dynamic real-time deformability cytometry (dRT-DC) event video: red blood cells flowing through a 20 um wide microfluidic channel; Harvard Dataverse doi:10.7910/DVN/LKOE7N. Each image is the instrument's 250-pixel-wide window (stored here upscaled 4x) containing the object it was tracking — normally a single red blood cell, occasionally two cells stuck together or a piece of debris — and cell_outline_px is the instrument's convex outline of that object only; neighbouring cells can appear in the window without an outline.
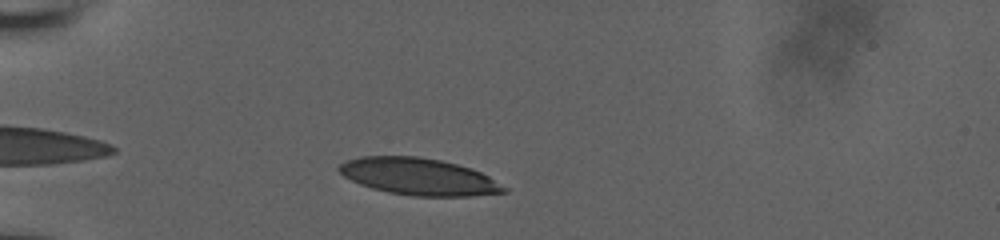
{"species": "human", "species_latin": "Homo sapiens", "temperature_condition": "room temperature", "stored_images_in_passage": 5, "camera_frame_rate_fps": 3000, "um_per_image_px": 0.085, "donor": {"sex": "male"}, "frame": {"image": 1, "passage_image": 2, "time_ms": 0.333, "image_size_px": [1000, 240], "cell_outline_px": [[508, 192], [472, 196], [412, 196], [388, 192], [372, 188], [360, 184], [344, 176], [336, 168], [340, 164], [348, 160], [360, 156], [416, 156], [440, 160], [472, 168], [488, 176], [508, 188]], "centroid_in_image_um": [35.6, 15.01], "position_along_channel_um": 49.4, "area_um2": 35.43}}
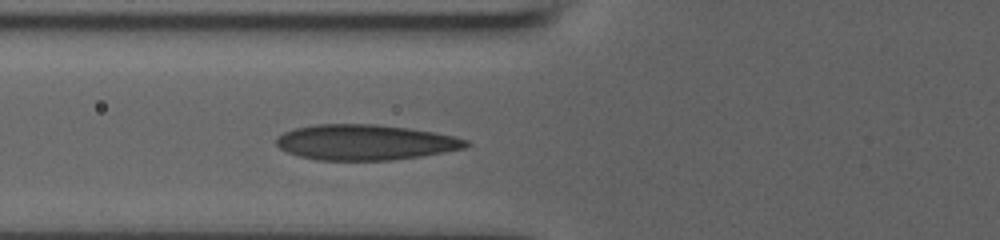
{"frame": {"image": 2, "passage_image": 5, "time_ms": 1.333, "image_size_px": [1000, 240], "cell_outline_px": [[472, 144], [468, 148], [420, 156], [392, 160], [316, 160], [300, 156], [288, 152], [280, 148], [276, 144], [276, 136], [292, 128], [316, 124], [376, 124], [408, 128], [456, 136], [468, 140]], "centroid_in_image_um": [31.06, 12.09], "position_along_channel_um": 94.7, "area_um2": 39.42}}